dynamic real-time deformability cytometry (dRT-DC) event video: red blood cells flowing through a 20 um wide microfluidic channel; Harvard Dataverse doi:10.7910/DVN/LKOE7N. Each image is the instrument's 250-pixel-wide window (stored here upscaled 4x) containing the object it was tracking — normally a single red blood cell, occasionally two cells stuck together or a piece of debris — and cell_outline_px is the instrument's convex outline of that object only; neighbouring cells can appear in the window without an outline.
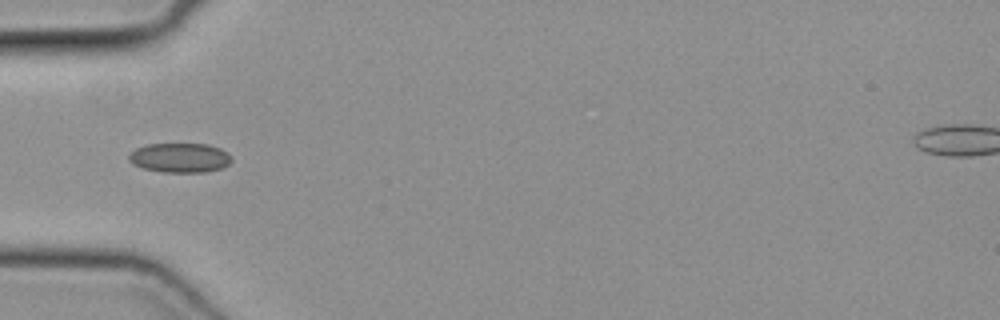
{"species": "common noctule bat (a hibernating species)", "species_latin": "Nyctalus noctula", "temperature_condition": "cold", "stored_images_in_passage": 34, "camera_frame_rate_fps": 3000, "um_per_image_px": 0.085, "animal": {"sex": "female", "body_mass_g": 19.3, "forearm_length_mm": 54.1}, "frame": {"image": 1, "passage_image": 1, "time_ms": 0.0, "image_size_px": [1000, 320], "cell_outline_px": [[232, 160], [224, 168], [208, 172], [160, 172], [144, 168], [132, 164], [128, 160], [128, 156], [136, 148], [148, 144], [208, 144], [220, 148], [228, 152], [232, 156]], "centroid_in_image_um": [15.33, 13.41], "position_along_channel_um": 69.7, "area_um2": 17.86}}
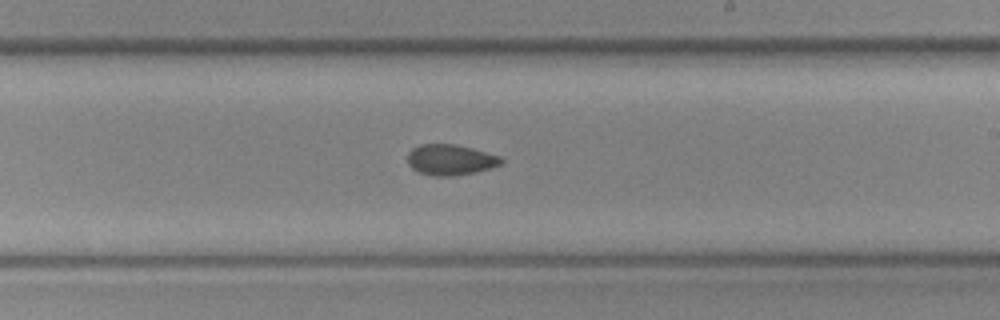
{"frame": {"image": 2, "passage_image": 14, "time_ms": 4.333, "image_size_px": [1000, 320], "cell_outline_px": [[504, 164], [476, 172], [456, 176], [432, 176], [420, 172], [412, 168], [408, 164], [408, 152], [412, 148], [420, 144], [456, 144], [472, 148], [500, 156], [504, 160]], "centroid_in_image_um": [38.31, 13.58], "position_along_channel_um": 250.7, "area_um2": 16.94}}
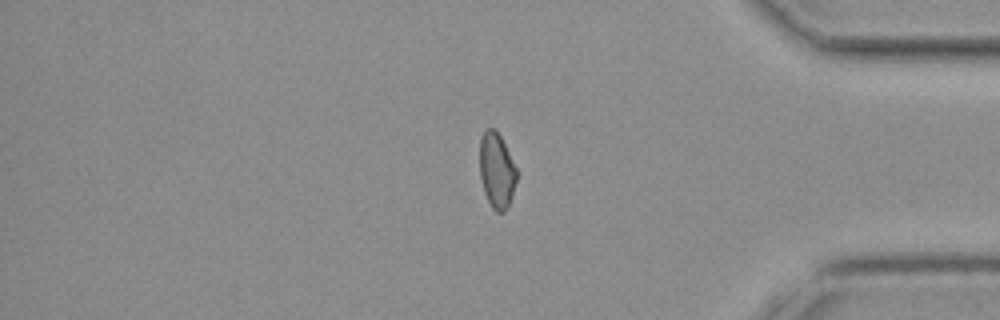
{"frame": {"image": 3, "passage_image": 26, "time_ms": 8.333, "image_size_px": [1000, 320], "cell_outline_px": [[516, 180], [512, 196], [504, 212], [496, 212], [492, 208], [484, 192], [480, 176], [480, 136], [484, 128], [496, 128], [516, 168]], "centroid_in_image_um": [42.19, 14.45], "position_along_channel_um": 393.0, "area_um2": 16.13}}